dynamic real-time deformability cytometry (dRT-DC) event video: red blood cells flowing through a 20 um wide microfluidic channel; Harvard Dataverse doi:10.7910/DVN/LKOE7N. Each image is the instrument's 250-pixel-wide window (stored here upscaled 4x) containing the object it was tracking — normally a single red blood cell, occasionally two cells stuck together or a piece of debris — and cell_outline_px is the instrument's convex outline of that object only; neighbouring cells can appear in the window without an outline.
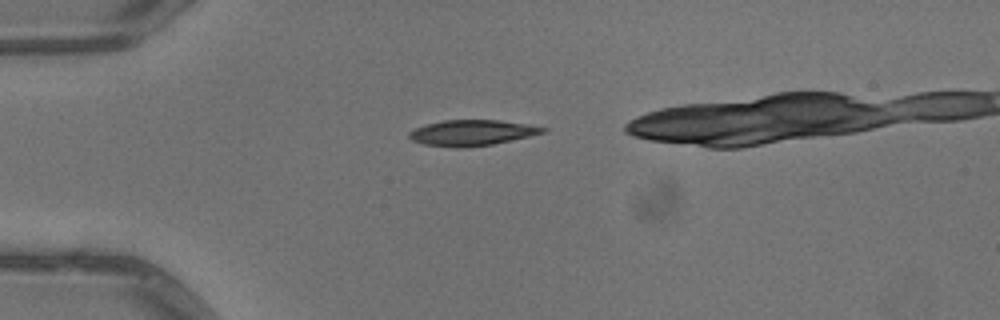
{"species": "common noctule bat (a hibernating species)", "species_latin": "Nyctalus noctula", "temperature_condition": "warm", "stored_images_in_passage": 2, "camera_frame_rate_fps": 3000, "um_per_image_px": 0.085, "animal": {"sex": "male", "body_mass_g": 13.3}, "frame": {"image": 1, "passage_image": 1, "time_ms": 0.0, "image_size_px": [1000, 320], "cell_outline_px": [[548, 128], [544, 132], [528, 136], [492, 144], [464, 148], [456, 148], [424, 144], [412, 140], [408, 136], [408, 132], [416, 128], [428, 124], [444, 120], [500, 120], [528, 124]], "centroid_in_image_um": [40.1, 11.28], "position_along_channel_um": 44.9, "area_um2": 19.83}}